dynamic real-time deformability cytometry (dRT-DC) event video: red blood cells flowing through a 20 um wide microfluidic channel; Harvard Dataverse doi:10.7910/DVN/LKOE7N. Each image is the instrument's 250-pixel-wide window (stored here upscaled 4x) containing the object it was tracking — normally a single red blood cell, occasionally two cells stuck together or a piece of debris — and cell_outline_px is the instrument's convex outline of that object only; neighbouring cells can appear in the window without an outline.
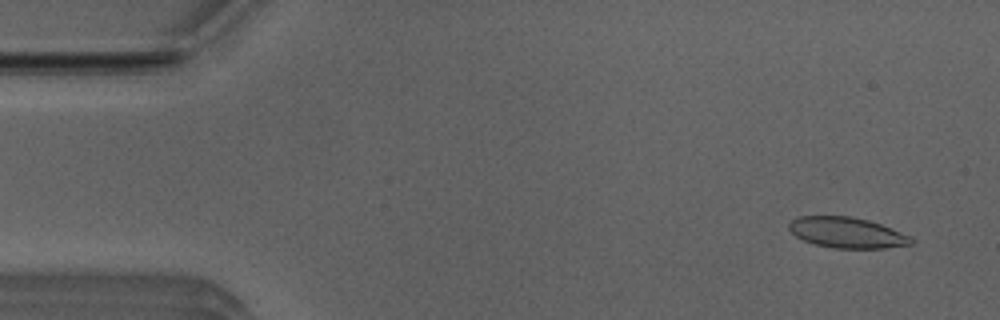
{"species": "Egyptian fruit bat (a non-hibernating species)", "species_latin": "Rousettus aegyptiacus", "temperature_condition": "room temperature", "stored_images_in_passage": 47, "camera_frame_rate_fps": 3000, "um_per_image_px": 0.085, "animal": {"sex": "male"}, "frame": {"image": 1, "passage_image": 3, "time_ms": 0.667, "image_size_px": [1000, 320], "cell_outline_px": [[916, 240], [912, 244], [884, 248], [832, 248], [812, 244], [796, 236], [788, 228], [788, 224], [792, 220], [800, 216], [852, 216], [868, 220], [880, 224], [912, 236]], "centroid_in_image_um": [72.01, 19.78], "position_along_channel_um": 13.0, "area_um2": 21.96}}
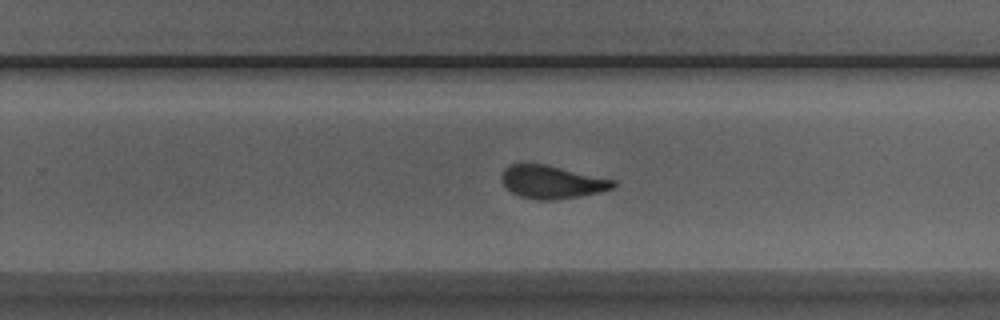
{"frame": {"image": 2, "passage_image": 32, "time_ms": 10.333, "image_size_px": [1000, 320], "cell_outline_px": [[616, 184], [612, 188], [600, 192], [580, 196], [556, 200], [536, 200], [520, 196], [512, 192], [500, 180], [500, 176], [504, 168], [508, 164], [544, 164], [616, 180]], "centroid_in_image_um": [46.89, 15.47], "position_along_channel_um": 282.9, "area_um2": 21.44}}
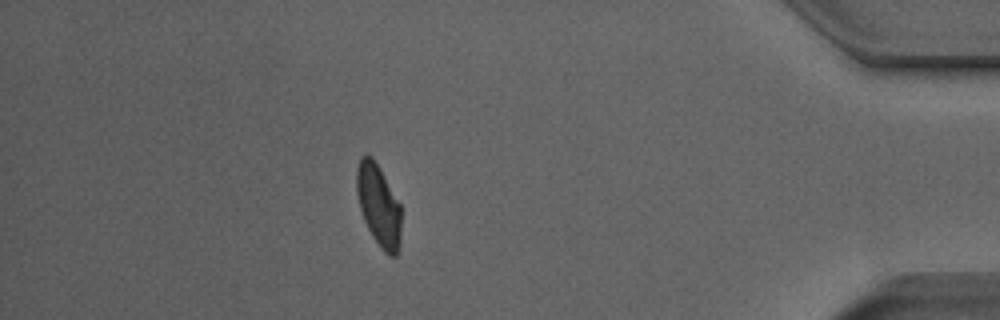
{"frame": {"image": 3, "passage_image": 45, "time_ms": 14.667, "image_size_px": [1000, 320], "cell_outline_px": [[400, 244], [396, 256], [388, 256], [380, 248], [372, 236], [364, 220], [360, 208], [356, 192], [356, 168], [360, 156], [372, 156], [380, 168], [400, 204]], "centroid_in_image_um": [32.17, 17.46], "position_along_channel_um": 403.0, "area_um2": 21.27}, "authors_computed_cell_mechanics": {"area_um2": 22.253, "velocity_mm_per_s": 3.9223, "shape_relaxation_time_tau1_ms": 4.7131, "shape_relaxation_time_tau2_ms": 1.2953, "deformation_change_tau1": 0.1586, "deformation_change_tau2": 0.0807}}